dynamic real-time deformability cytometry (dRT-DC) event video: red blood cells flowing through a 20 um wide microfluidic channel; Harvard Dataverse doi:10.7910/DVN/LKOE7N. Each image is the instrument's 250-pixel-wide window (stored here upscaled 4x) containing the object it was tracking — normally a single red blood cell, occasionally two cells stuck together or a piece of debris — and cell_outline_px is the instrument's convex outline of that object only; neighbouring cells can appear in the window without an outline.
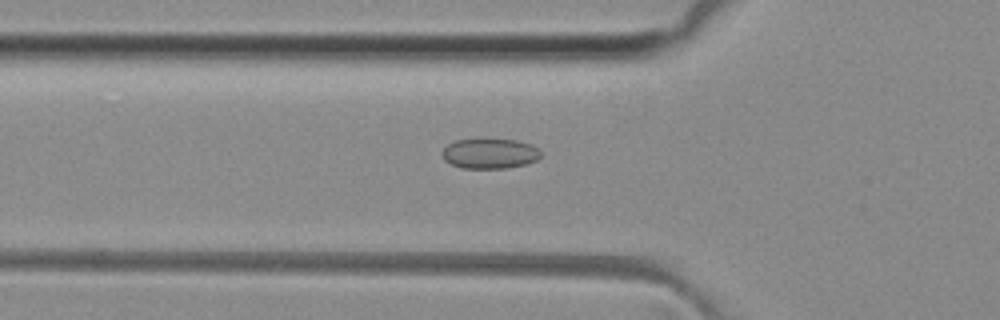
{"species": "common noctule bat (a hibernating species)", "species_latin": "Nyctalus noctula", "temperature_condition": "room temperature", "stored_images_in_passage": 50, "camera_frame_rate_fps": 3000, "um_per_image_px": 0.085, "animal": {"sex": "female", "body_mass_g": 29.2, "forearm_length_mm": 56.3}, "frame": {"image": 1, "passage_image": 17, "time_ms": 5.333, "image_size_px": [1000, 320], "cell_outline_px": [[540, 156], [536, 160], [524, 164], [508, 168], [460, 168], [444, 160], [440, 152], [448, 144], [456, 140], [516, 140], [532, 144], [540, 152]], "centroid_in_image_um": [41.6, 13.06], "position_along_channel_um": 84.2, "area_um2": 17.11}}
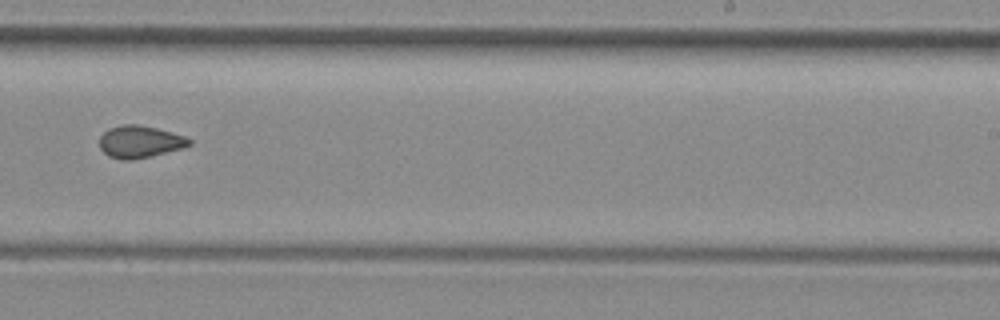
{"frame": {"image": 2, "passage_image": 31, "time_ms": 10.0, "image_size_px": [1000, 320], "cell_outline_px": [[192, 144], [184, 148], [132, 160], [124, 160], [108, 156], [100, 148], [100, 136], [108, 128], [124, 124], [136, 124], [156, 128], [184, 136], [192, 140]], "centroid_in_image_um": [11.88, 12.05], "position_along_channel_um": 277.1, "area_um2": 16.76}}
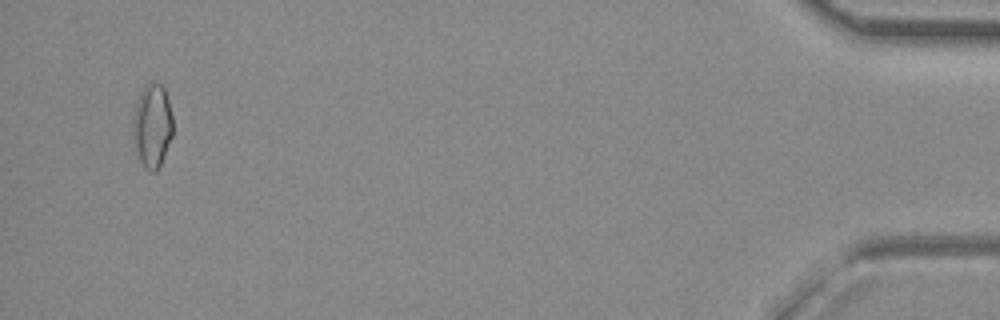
{"frame": {"image": 3, "passage_image": 48, "time_ms": 15.667, "image_size_px": [1000, 320], "cell_outline_px": [[172, 136], [160, 164], [152, 172], [144, 168], [140, 160], [132, 136], [132, 116], [136, 104], [144, 88], [152, 84], [160, 84], [164, 88], [168, 100], [172, 116]], "centroid_in_image_um": [12.93, 10.71], "position_along_channel_um": 422.3, "area_um2": 18.96}, "authors_computed_cell_mechanics": {"area_um2": 17.0799, "velocity_mm_per_s": 4.1328, "shape_relaxation_time_tau1_ms": null, "shape_relaxation_time_tau2_ms": 2.269, "deformation_change_tau1": null, "deformation_change_tau2": 0.0804}}